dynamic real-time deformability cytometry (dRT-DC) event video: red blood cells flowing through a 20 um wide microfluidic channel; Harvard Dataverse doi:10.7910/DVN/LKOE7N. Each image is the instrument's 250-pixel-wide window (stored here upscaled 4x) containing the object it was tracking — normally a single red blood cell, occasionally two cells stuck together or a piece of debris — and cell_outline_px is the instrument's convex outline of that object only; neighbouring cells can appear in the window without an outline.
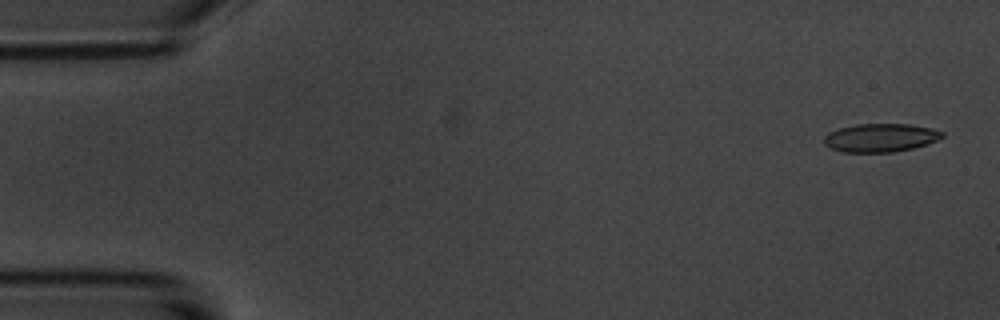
{"species": "common noctule bat (a hibernating species)", "species_latin": "Nyctalus noctula", "temperature_condition": "room temperature", "stored_images_in_passage": 5, "segment_of_instrument_passage": [2, 2], "camera_frame_rate_fps": 3000, "um_per_image_px": 0.085, "animal": {"sex": "male", "body_mass_g": 20.1, "forearm_length_mm": 53.5}, "frame": {"image": 1, "passage_image": 5, "time_ms": 5.333, "image_size_px": [1000, 320], "cell_outline_px": [[944, 136], [936, 140], [912, 148], [892, 152], [840, 152], [824, 144], [824, 136], [828, 132], [840, 128], [856, 124], [912, 124], [932, 128], [944, 132]], "centroid_in_image_um": [74.82, 11.7], "position_along_channel_um": 10.2, "area_um2": 19.48}}